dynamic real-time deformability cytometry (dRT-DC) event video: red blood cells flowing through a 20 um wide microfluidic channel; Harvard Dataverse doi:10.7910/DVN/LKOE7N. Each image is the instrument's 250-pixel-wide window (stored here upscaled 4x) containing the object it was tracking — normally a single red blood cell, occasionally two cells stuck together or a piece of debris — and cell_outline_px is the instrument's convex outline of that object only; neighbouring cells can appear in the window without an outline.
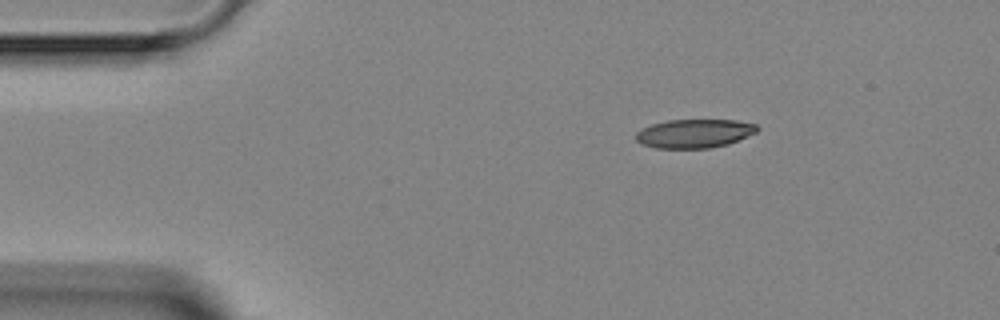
{"species": "Egyptian fruit bat (a non-hibernating species)", "species_latin": "Rousettus aegyptiacus", "temperature_condition": "room temperature", "stored_images_in_passage": 5, "camera_frame_rate_fps": 3000, "um_per_image_px": 0.085, "animal": {"sex": "female"}, "frame": {"image": 1, "passage_image": 1, "time_ms": 0.0, "image_size_px": [1000, 320], "cell_outline_px": [[760, 128], [756, 132], [728, 144], [708, 148], [656, 148], [640, 144], [636, 140], [636, 132], [640, 128], [652, 124], [668, 120], [736, 120], [756, 124]], "centroid_in_image_um": [58.99, 11.34], "position_along_channel_um": 26.0, "area_um2": 20.35}}
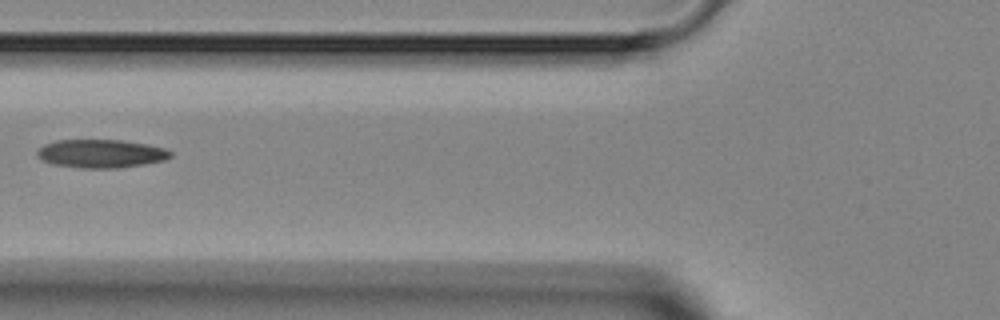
{"frame": {"image": 2, "passage_image": 4, "time_ms": 3.667, "image_size_px": [1000, 320], "cell_outline_px": [[172, 156], [164, 160], [144, 164], [116, 168], [80, 168], [52, 164], [36, 156], [36, 152], [44, 144], [56, 140], [120, 140], [148, 144], [164, 148], [172, 152]], "centroid_in_image_um": [8.58, 13.05], "position_along_channel_um": 117.2, "area_um2": 22.02}}
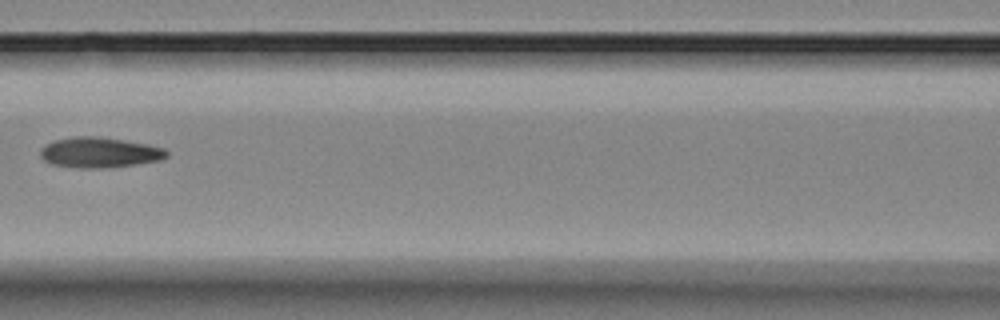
{"frame": {"image": 3, "passage_image": 5, "time_ms": 4.667, "image_size_px": [1000, 320], "cell_outline_px": [[168, 156], [160, 160], [108, 168], [76, 168], [52, 164], [44, 160], [40, 156], [40, 148], [44, 144], [52, 140], [72, 136], [96, 136], [124, 140], [148, 144], [164, 148], [168, 152]], "centroid_in_image_um": [8.41, 12.95], "position_along_channel_um": 158.2, "area_um2": 22.6}}